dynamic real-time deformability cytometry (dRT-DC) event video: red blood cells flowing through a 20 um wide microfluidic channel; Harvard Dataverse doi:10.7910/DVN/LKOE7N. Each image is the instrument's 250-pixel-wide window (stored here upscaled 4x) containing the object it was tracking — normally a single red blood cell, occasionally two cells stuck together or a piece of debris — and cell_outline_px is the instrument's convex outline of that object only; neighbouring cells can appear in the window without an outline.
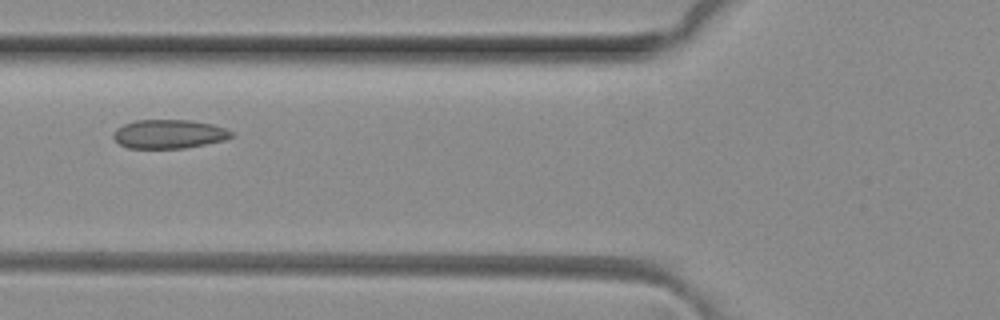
{"species": "common noctule bat (a hibernating species)", "species_latin": "Nyctalus noctula", "temperature_condition": "room temperature", "stored_images_in_passage": 5, "camera_frame_rate_fps": 3000, "um_per_image_px": 0.085, "animal": {"sex": "female", "body_mass_g": 29.2, "forearm_length_mm": 56.3}, "frame": {"image": 1, "passage_image": 5, "time_ms": 1.333, "image_size_px": [1000, 320], "cell_outline_px": [[236, 136], [224, 140], [184, 148], [128, 148], [120, 144], [112, 136], [112, 132], [116, 128], [124, 124], [136, 120], [188, 120], [212, 124], [224, 128], [232, 132]], "centroid_in_image_um": [14.35, 11.39], "position_along_channel_um": 111.5, "area_um2": 19.83}}